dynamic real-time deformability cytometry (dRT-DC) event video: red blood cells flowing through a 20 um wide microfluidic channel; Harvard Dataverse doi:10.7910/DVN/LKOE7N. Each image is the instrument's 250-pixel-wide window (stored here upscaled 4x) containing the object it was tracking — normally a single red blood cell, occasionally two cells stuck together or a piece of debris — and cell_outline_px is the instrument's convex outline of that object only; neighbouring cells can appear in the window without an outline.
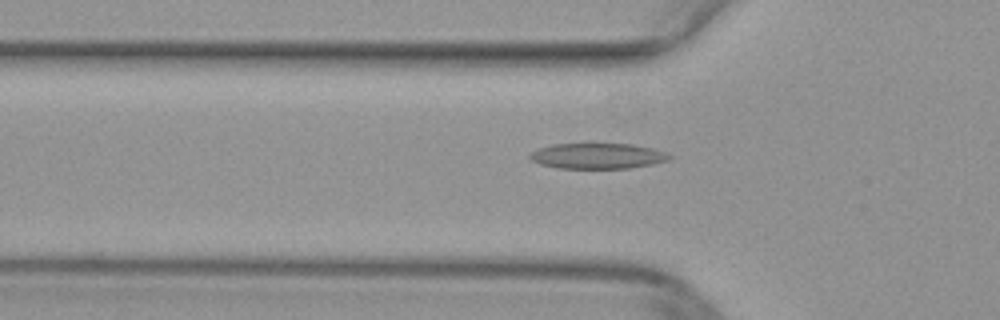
{"species": "common noctule bat (a hibernating species)", "species_latin": "Nyctalus noctula", "temperature_condition": "warm", "stored_images_in_passage": 42, "camera_frame_rate_fps": 3000, "um_per_image_px": 0.085, "animal": {"sex": "female", "body_mass_g": 29.2, "forearm_length_mm": 56.3}, "frame": {"image": 1, "passage_image": 16, "time_ms": 5.0, "image_size_px": [1000, 320], "cell_outline_px": [[672, 156], [668, 160], [652, 164], [628, 168], [560, 168], [540, 164], [532, 160], [528, 156], [532, 152], [540, 148], [552, 144], [632, 144], [652, 148], [668, 152]], "centroid_in_image_um": [50.82, 13.25], "position_along_channel_um": 75.0, "area_um2": 20.63}}
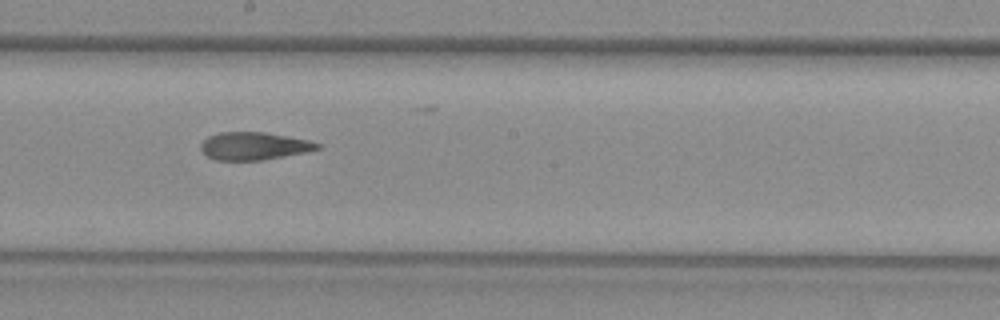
{"frame": {"image": 2, "passage_image": 27, "time_ms": 8.667, "image_size_px": [1000, 320], "cell_outline_px": [[320, 148], [304, 152], [284, 156], [260, 160], [216, 160], [208, 156], [200, 148], [200, 144], [208, 136], [220, 132], [264, 132], [308, 140], [320, 144]], "centroid_in_image_um": [21.55, 12.4], "position_along_channel_um": 226.6, "area_um2": 18.55}}
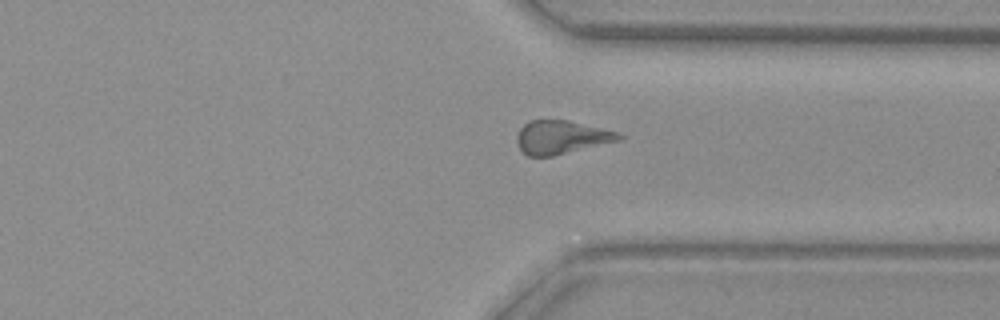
{"frame": {"image": 3, "passage_image": 37, "time_ms": 12.0, "image_size_px": [1000, 320], "cell_outline_px": [[624, 136], [620, 140], [552, 156], [528, 156], [520, 148], [516, 140], [516, 136], [520, 128], [528, 120], [568, 120], [616, 132]], "centroid_in_image_um": [47.67, 11.66], "position_along_channel_um": 363.7, "area_um2": 19.59}}